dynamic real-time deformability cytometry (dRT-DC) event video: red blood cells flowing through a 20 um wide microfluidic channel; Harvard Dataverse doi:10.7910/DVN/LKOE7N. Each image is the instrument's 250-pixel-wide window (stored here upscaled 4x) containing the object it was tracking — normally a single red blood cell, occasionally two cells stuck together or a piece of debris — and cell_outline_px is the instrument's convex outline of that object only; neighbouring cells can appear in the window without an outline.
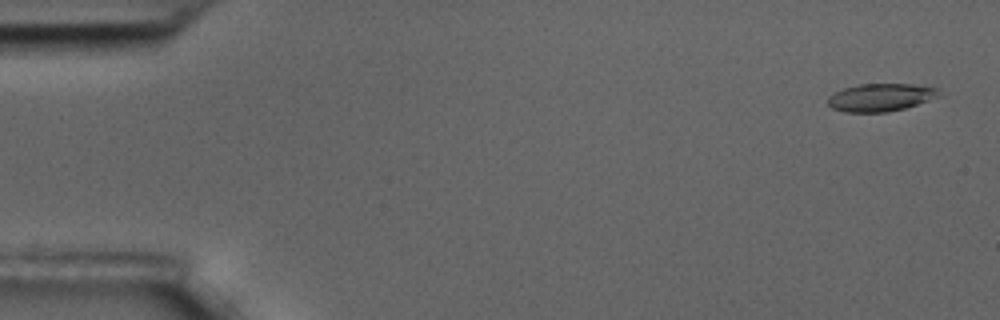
{"species": "common noctule bat (a hibernating species)", "species_latin": "Nyctalus noctula", "temperature_condition": "room temperature", "stored_images_in_passage": 57, "camera_frame_rate_fps": 3000, "um_per_image_px": 0.085, "animal": {"sex": "male", "body_mass_g": 17.5, "forearm_length_mm": 52.3}, "frame": {"image": 1, "passage_image": 2, "time_ms": 0.333, "image_size_px": [1000, 320], "cell_outline_px": [[944, 96], [904, 108], [888, 112], [844, 112], [832, 108], [828, 104], [828, 96], [844, 88], [860, 84], [912, 84], [936, 88]], "centroid_in_image_um": [74.89, 8.28], "position_along_channel_um": 10.1, "area_um2": 18.03}}
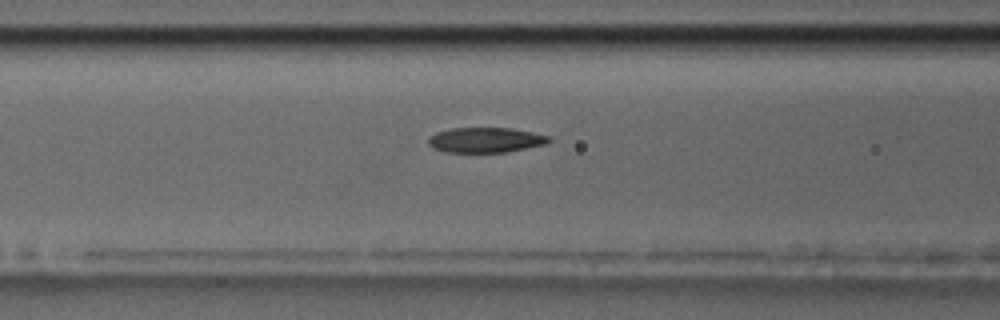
{"frame": {"image": 2, "passage_image": 23, "time_ms": 7.333, "image_size_px": [1000, 320], "cell_outline_px": [[552, 140], [544, 144], [508, 152], [448, 152], [432, 148], [428, 144], [428, 136], [436, 132], [452, 128], [512, 128], [552, 136]], "centroid_in_image_um": [41.27, 11.89], "position_along_channel_um": 125.3, "area_um2": 17.74}}
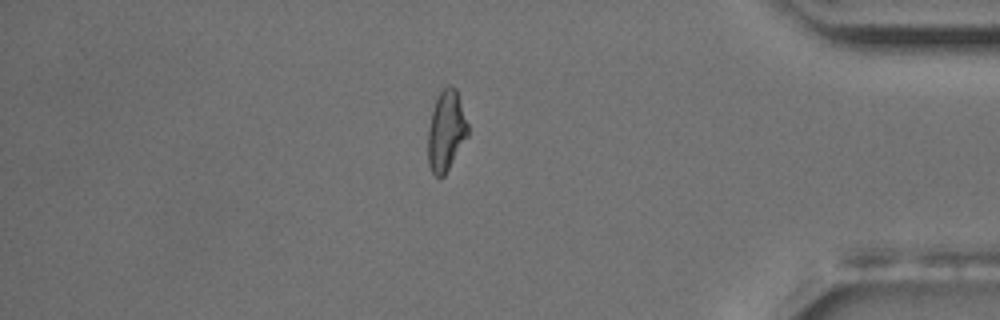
{"frame": {"image": 3, "passage_image": 49, "time_ms": 16.0, "image_size_px": [1000, 320], "cell_outline_px": [[468, 136], [444, 176], [440, 180], [432, 172], [428, 164], [428, 128], [432, 112], [436, 100], [440, 92], [448, 84], [452, 84], [456, 88], [468, 124]], "centroid_in_image_um": [37.92, 11.14], "position_along_channel_um": 397.3, "area_um2": 18.73}, "authors_computed_cell_mechanics": {"area_um2": 18.4382, "velocity_mm_per_s": 3.5154, "shape_relaxation_time_tau1_ms": 4.9369, "shape_relaxation_time_tau2_ms": 2.5845, "deformation_change_tau1": 0.1755, "deformation_change_tau2": 0.1043}}